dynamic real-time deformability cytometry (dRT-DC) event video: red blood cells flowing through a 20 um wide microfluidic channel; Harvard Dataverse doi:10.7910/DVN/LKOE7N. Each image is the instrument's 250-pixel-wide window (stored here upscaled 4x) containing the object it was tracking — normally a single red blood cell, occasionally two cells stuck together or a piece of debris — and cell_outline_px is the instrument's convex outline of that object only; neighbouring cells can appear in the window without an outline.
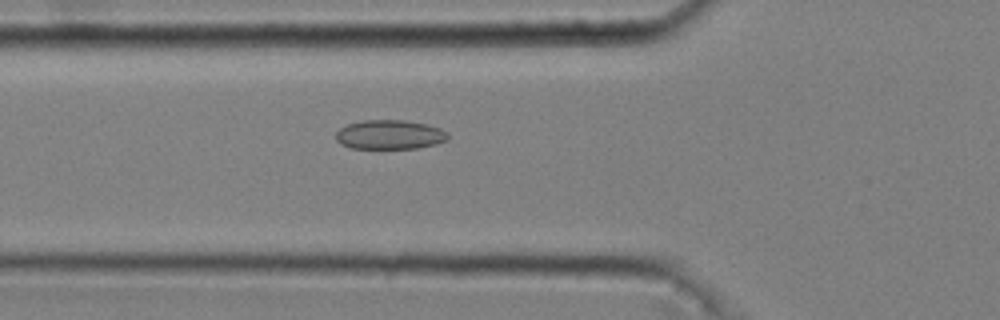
{"species": "common noctule bat (a hibernating species)", "species_latin": "Nyctalus noctula", "temperature_condition": "cold", "stored_images_in_passage": 38, "camera_frame_rate_fps": 3000, "um_per_image_px": 0.085, "animal": {"sex": "male", "body_mass_g": 20.4}, "frame": {"image": 1, "passage_image": 9, "time_ms": 2.667, "image_size_px": [1000, 320], "cell_outline_px": [[448, 140], [436, 144], [416, 148], [348, 148], [340, 144], [336, 140], [336, 132], [340, 128], [348, 124], [360, 120], [404, 120], [428, 124], [440, 128], [448, 132]], "centroid_in_image_um": [33.12, 11.44], "position_along_channel_um": 92.7, "area_um2": 19.31}}
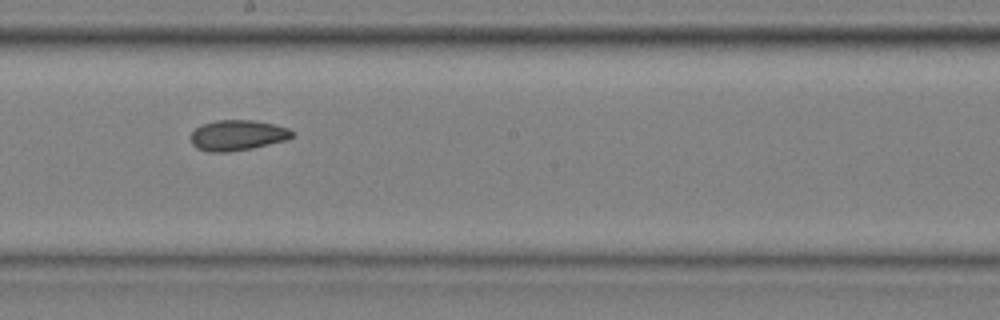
{"frame": {"image": 2, "passage_image": 20, "time_ms": 6.333, "image_size_px": [1000, 320], "cell_outline_px": [[296, 136], [288, 140], [252, 148], [228, 152], [208, 152], [196, 148], [192, 144], [192, 132], [196, 128], [204, 124], [216, 120], [252, 120], [276, 124], [288, 128], [296, 132]], "centroid_in_image_um": [20.26, 11.5], "position_along_channel_um": 227.9, "area_um2": 18.21}}
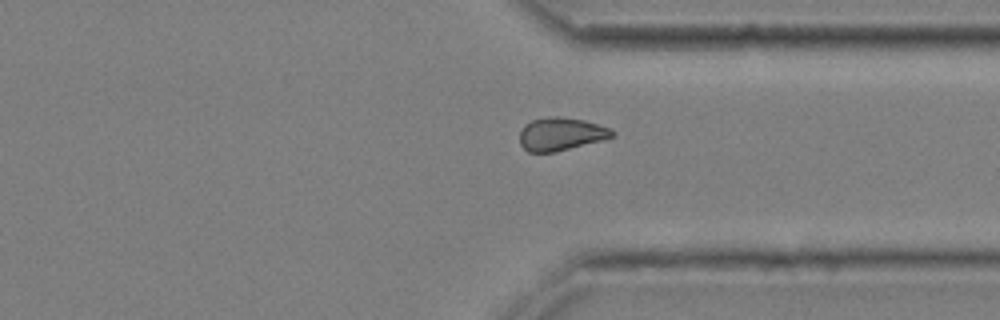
{"frame": {"image": 3, "passage_image": 31, "time_ms": 10.0, "image_size_px": [1000, 320], "cell_outline_px": [[616, 136], [604, 140], [556, 152], [528, 152], [520, 144], [520, 132], [532, 120], [548, 116], [556, 116], [584, 120], [608, 128], [616, 132]], "centroid_in_image_um": [47.71, 11.41], "position_along_channel_um": 363.7, "area_um2": 17.74}, "authors_computed_cell_mechanics": {"area_um2": 18.1203, "velocity_mm_per_s": 3.6853, "shape_relaxation_time_tau1_ms": null, "shape_relaxation_time_tau2_ms": 6.334, "deformation_change_tau1": null, "deformation_change_tau2": 0.0883}}